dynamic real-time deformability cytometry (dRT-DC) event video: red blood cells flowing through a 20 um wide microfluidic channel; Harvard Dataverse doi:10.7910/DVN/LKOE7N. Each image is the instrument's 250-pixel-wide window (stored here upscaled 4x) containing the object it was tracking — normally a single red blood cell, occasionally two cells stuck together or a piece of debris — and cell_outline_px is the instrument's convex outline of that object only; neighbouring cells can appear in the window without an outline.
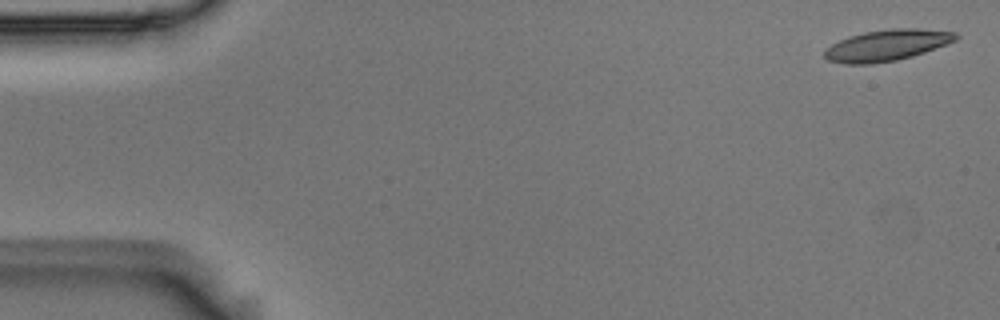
{"species": "Egyptian fruit bat (a non-hibernating species)", "species_latin": "Rousettus aegyptiacus", "temperature_condition": "room temperature", "stored_images_in_passage": 49, "camera_frame_rate_fps": 3000, "um_per_image_px": 0.085, "animal": {"sex": "male"}, "frame": {"image": 1, "passage_image": 1, "time_ms": 0.0, "image_size_px": [1000, 320], "cell_outline_px": [[960, 36], [956, 40], [924, 52], [912, 56], [896, 60], [872, 64], [844, 64], [828, 60], [824, 56], [824, 52], [832, 44], [848, 36], [864, 32], [892, 28], [916, 28], [956, 32]], "centroid_in_image_um": [75.38, 3.84], "position_along_channel_um": 9.6, "area_um2": 23.76}}
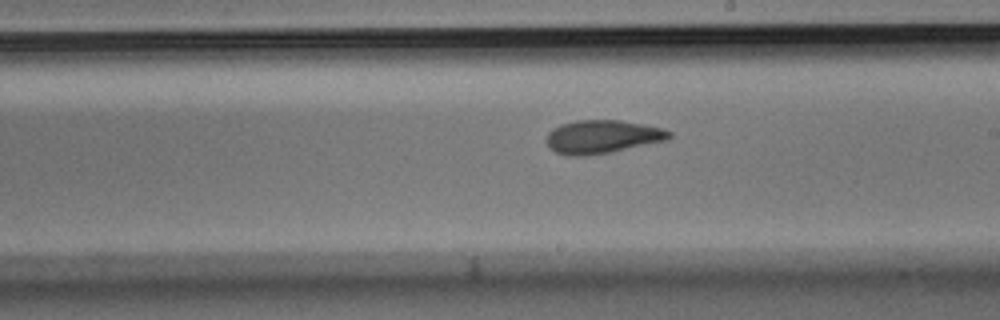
{"frame": {"image": 2, "passage_image": 30, "time_ms": 9.667, "image_size_px": [1000, 320], "cell_outline_px": [[672, 136], [668, 140], [608, 152], [584, 156], [568, 156], [556, 152], [548, 144], [548, 132], [552, 128], [560, 124], [576, 120], [620, 120], [644, 124], [664, 128], [672, 132]], "centroid_in_image_um": [51.23, 11.61], "position_along_channel_um": 237.8, "area_um2": 23.76}}
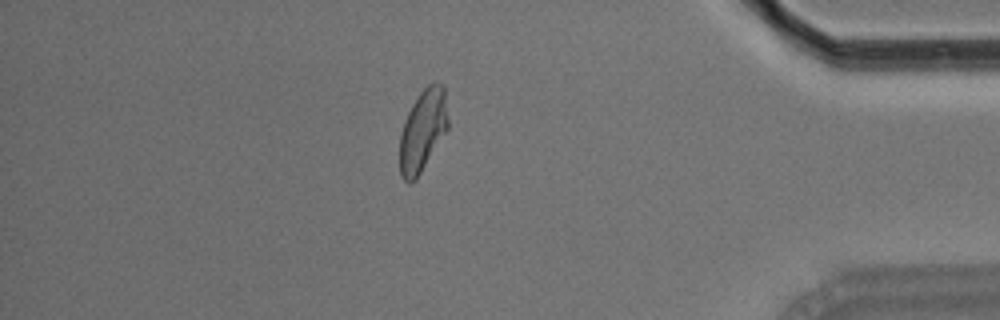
{"frame": {"image": 3, "passage_image": 46, "time_ms": 15.0, "image_size_px": [1000, 320], "cell_outline_px": [[448, 128], [416, 180], [408, 184], [400, 176], [400, 132], [404, 120], [412, 104], [420, 92], [428, 84], [440, 84], [444, 88], [448, 120]], "centroid_in_image_um": [35.91, 11.13], "position_along_channel_um": 399.3, "area_um2": 22.89}, "authors_computed_cell_mechanics": {"area_um2": 23.3512, "velocity_mm_per_s": 3.7031, "shape_relaxation_time_tau1_ms": 5.9047, "shape_relaxation_time_tau2_ms": 3.7416, "deformation_change_tau1": 0.1843, "deformation_change_tau2": 0.0977}}